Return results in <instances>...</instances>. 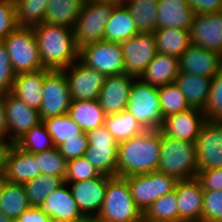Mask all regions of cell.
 Listing matches in <instances>:
<instances>
[{
  "instance_id": "52a82bcc",
  "label": "cell",
  "mask_w": 222,
  "mask_h": 222,
  "mask_svg": "<svg viewBox=\"0 0 222 222\" xmlns=\"http://www.w3.org/2000/svg\"><path fill=\"white\" fill-rule=\"evenodd\" d=\"M113 2H84L73 27L75 45L83 46L103 40L105 26L115 8Z\"/></svg>"
},
{
  "instance_id": "5b68a950",
  "label": "cell",
  "mask_w": 222,
  "mask_h": 222,
  "mask_svg": "<svg viewBox=\"0 0 222 222\" xmlns=\"http://www.w3.org/2000/svg\"><path fill=\"white\" fill-rule=\"evenodd\" d=\"M126 110L144 129L160 130L163 126L158 87L140 78H135L132 83Z\"/></svg>"
},
{
  "instance_id": "d6a6232c",
  "label": "cell",
  "mask_w": 222,
  "mask_h": 222,
  "mask_svg": "<svg viewBox=\"0 0 222 222\" xmlns=\"http://www.w3.org/2000/svg\"><path fill=\"white\" fill-rule=\"evenodd\" d=\"M125 6L139 33H154L157 30L158 0H131Z\"/></svg>"
},
{
  "instance_id": "d590c367",
  "label": "cell",
  "mask_w": 222,
  "mask_h": 222,
  "mask_svg": "<svg viewBox=\"0 0 222 222\" xmlns=\"http://www.w3.org/2000/svg\"><path fill=\"white\" fill-rule=\"evenodd\" d=\"M143 222H179L175 190L153 202L143 212Z\"/></svg>"
},
{
  "instance_id": "83f0119b",
  "label": "cell",
  "mask_w": 222,
  "mask_h": 222,
  "mask_svg": "<svg viewBox=\"0 0 222 222\" xmlns=\"http://www.w3.org/2000/svg\"><path fill=\"white\" fill-rule=\"evenodd\" d=\"M68 115L85 133L103 126L106 119V113L98 100H72Z\"/></svg>"
},
{
  "instance_id": "db71d44e",
  "label": "cell",
  "mask_w": 222,
  "mask_h": 222,
  "mask_svg": "<svg viewBox=\"0 0 222 222\" xmlns=\"http://www.w3.org/2000/svg\"><path fill=\"white\" fill-rule=\"evenodd\" d=\"M80 222H104V221L100 220L98 217H85Z\"/></svg>"
},
{
  "instance_id": "2e32d148",
  "label": "cell",
  "mask_w": 222,
  "mask_h": 222,
  "mask_svg": "<svg viewBox=\"0 0 222 222\" xmlns=\"http://www.w3.org/2000/svg\"><path fill=\"white\" fill-rule=\"evenodd\" d=\"M112 177L100 174L69 186L73 199L84 217H97L106 195L107 182Z\"/></svg>"
},
{
  "instance_id": "9c48e42d",
  "label": "cell",
  "mask_w": 222,
  "mask_h": 222,
  "mask_svg": "<svg viewBox=\"0 0 222 222\" xmlns=\"http://www.w3.org/2000/svg\"><path fill=\"white\" fill-rule=\"evenodd\" d=\"M88 148L84 157L100 173L117 176L118 143L103 125L87 133Z\"/></svg>"
},
{
  "instance_id": "7a4b0ae2",
  "label": "cell",
  "mask_w": 222,
  "mask_h": 222,
  "mask_svg": "<svg viewBox=\"0 0 222 222\" xmlns=\"http://www.w3.org/2000/svg\"><path fill=\"white\" fill-rule=\"evenodd\" d=\"M42 64L50 70H62L79 59L73 28L41 23L33 27Z\"/></svg>"
},
{
  "instance_id": "f5cc1de1",
  "label": "cell",
  "mask_w": 222,
  "mask_h": 222,
  "mask_svg": "<svg viewBox=\"0 0 222 222\" xmlns=\"http://www.w3.org/2000/svg\"><path fill=\"white\" fill-rule=\"evenodd\" d=\"M5 135H8V132L5 120L4 95L0 94V141H7Z\"/></svg>"
},
{
  "instance_id": "6da1fadb",
  "label": "cell",
  "mask_w": 222,
  "mask_h": 222,
  "mask_svg": "<svg viewBox=\"0 0 222 222\" xmlns=\"http://www.w3.org/2000/svg\"><path fill=\"white\" fill-rule=\"evenodd\" d=\"M161 131L145 129L118 143L117 177L157 171L160 161Z\"/></svg>"
},
{
  "instance_id": "816d5d0a",
  "label": "cell",
  "mask_w": 222,
  "mask_h": 222,
  "mask_svg": "<svg viewBox=\"0 0 222 222\" xmlns=\"http://www.w3.org/2000/svg\"><path fill=\"white\" fill-rule=\"evenodd\" d=\"M12 145L10 141H0V176L5 175L7 155Z\"/></svg>"
},
{
  "instance_id": "9a60e30c",
  "label": "cell",
  "mask_w": 222,
  "mask_h": 222,
  "mask_svg": "<svg viewBox=\"0 0 222 222\" xmlns=\"http://www.w3.org/2000/svg\"><path fill=\"white\" fill-rule=\"evenodd\" d=\"M198 172L222 168V122L206 121L195 140Z\"/></svg>"
},
{
  "instance_id": "11a10c76",
  "label": "cell",
  "mask_w": 222,
  "mask_h": 222,
  "mask_svg": "<svg viewBox=\"0 0 222 222\" xmlns=\"http://www.w3.org/2000/svg\"><path fill=\"white\" fill-rule=\"evenodd\" d=\"M0 222H14L0 211Z\"/></svg>"
},
{
  "instance_id": "7402d4cb",
  "label": "cell",
  "mask_w": 222,
  "mask_h": 222,
  "mask_svg": "<svg viewBox=\"0 0 222 222\" xmlns=\"http://www.w3.org/2000/svg\"><path fill=\"white\" fill-rule=\"evenodd\" d=\"M180 72L213 78L222 69V55L190 45L179 57Z\"/></svg>"
},
{
  "instance_id": "8fae6325",
  "label": "cell",
  "mask_w": 222,
  "mask_h": 222,
  "mask_svg": "<svg viewBox=\"0 0 222 222\" xmlns=\"http://www.w3.org/2000/svg\"><path fill=\"white\" fill-rule=\"evenodd\" d=\"M71 102L68 80L64 71L45 68L43 98L39 109L41 120L68 114Z\"/></svg>"
},
{
  "instance_id": "7bdbcfd3",
  "label": "cell",
  "mask_w": 222,
  "mask_h": 222,
  "mask_svg": "<svg viewBox=\"0 0 222 222\" xmlns=\"http://www.w3.org/2000/svg\"><path fill=\"white\" fill-rule=\"evenodd\" d=\"M100 173L84 157H78L67 161L65 183L80 182L90 178L98 177Z\"/></svg>"
},
{
  "instance_id": "ee69618b",
  "label": "cell",
  "mask_w": 222,
  "mask_h": 222,
  "mask_svg": "<svg viewBox=\"0 0 222 222\" xmlns=\"http://www.w3.org/2000/svg\"><path fill=\"white\" fill-rule=\"evenodd\" d=\"M202 222H222V190H204Z\"/></svg>"
},
{
  "instance_id": "bcb514c9",
  "label": "cell",
  "mask_w": 222,
  "mask_h": 222,
  "mask_svg": "<svg viewBox=\"0 0 222 222\" xmlns=\"http://www.w3.org/2000/svg\"><path fill=\"white\" fill-rule=\"evenodd\" d=\"M15 74L10 57L3 42L0 43V94L11 92Z\"/></svg>"
},
{
  "instance_id": "5bb4252c",
  "label": "cell",
  "mask_w": 222,
  "mask_h": 222,
  "mask_svg": "<svg viewBox=\"0 0 222 222\" xmlns=\"http://www.w3.org/2000/svg\"><path fill=\"white\" fill-rule=\"evenodd\" d=\"M4 110L8 140L13 144L42 120L39 110L29 107L11 92L4 95Z\"/></svg>"
},
{
  "instance_id": "cb8c5ba5",
  "label": "cell",
  "mask_w": 222,
  "mask_h": 222,
  "mask_svg": "<svg viewBox=\"0 0 222 222\" xmlns=\"http://www.w3.org/2000/svg\"><path fill=\"white\" fill-rule=\"evenodd\" d=\"M195 16L187 0H158L157 29L189 30Z\"/></svg>"
},
{
  "instance_id": "3957f363",
  "label": "cell",
  "mask_w": 222,
  "mask_h": 222,
  "mask_svg": "<svg viewBox=\"0 0 222 222\" xmlns=\"http://www.w3.org/2000/svg\"><path fill=\"white\" fill-rule=\"evenodd\" d=\"M157 171L171 175L177 180L196 178L198 161L195 143L177 140L161 132L160 161Z\"/></svg>"
},
{
  "instance_id": "ffe728a7",
  "label": "cell",
  "mask_w": 222,
  "mask_h": 222,
  "mask_svg": "<svg viewBox=\"0 0 222 222\" xmlns=\"http://www.w3.org/2000/svg\"><path fill=\"white\" fill-rule=\"evenodd\" d=\"M135 78L127 73L106 77L98 97L99 104L106 115L117 114L127 108L129 93Z\"/></svg>"
},
{
  "instance_id": "6f0895ef",
  "label": "cell",
  "mask_w": 222,
  "mask_h": 222,
  "mask_svg": "<svg viewBox=\"0 0 222 222\" xmlns=\"http://www.w3.org/2000/svg\"><path fill=\"white\" fill-rule=\"evenodd\" d=\"M5 181H6L5 176H0V197L2 195V191H3Z\"/></svg>"
},
{
  "instance_id": "f546056e",
  "label": "cell",
  "mask_w": 222,
  "mask_h": 222,
  "mask_svg": "<svg viewBox=\"0 0 222 222\" xmlns=\"http://www.w3.org/2000/svg\"><path fill=\"white\" fill-rule=\"evenodd\" d=\"M156 52L180 57L191 45L189 30L177 28L157 29L154 33Z\"/></svg>"
},
{
  "instance_id": "f1b7e54d",
  "label": "cell",
  "mask_w": 222,
  "mask_h": 222,
  "mask_svg": "<svg viewBox=\"0 0 222 222\" xmlns=\"http://www.w3.org/2000/svg\"><path fill=\"white\" fill-rule=\"evenodd\" d=\"M138 33V28L127 7L116 5L105 26L103 40L122 43Z\"/></svg>"
},
{
  "instance_id": "8992f818",
  "label": "cell",
  "mask_w": 222,
  "mask_h": 222,
  "mask_svg": "<svg viewBox=\"0 0 222 222\" xmlns=\"http://www.w3.org/2000/svg\"><path fill=\"white\" fill-rule=\"evenodd\" d=\"M15 75L45 69L33 28L18 27L4 40Z\"/></svg>"
},
{
  "instance_id": "681fc988",
  "label": "cell",
  "mask_w": 222,
  "mask_h": 222,
  "mask_svg": "<svg viewBox=\"0 0 222 222\" xmlns=\"http://www.w3.org/2000/svg\"><path fill=\"white\" fill-rule=\"evenodd\" d=\"M195 14H211L222 11V0H187Z\"/></svg>"
},
{
  "instance_id": "f907efd6",
  "label": "cell",
  "mask_w": 222,
  "mask_h": 222,
  "mask_svg": "<svg viewBox=\"0 0 222 222\" xmlns=\"http://www.w3.org/2000/svg\"><path fill=\"white\" fill-rule=\"evenodd\" d=\"M14 222H54L50 216L37 207H30L23 212Z\"/></svg>"
},
{
  "instance_id": "e0dca14e",
  "label": "cell",
  "mask_w": 222,
  "mask_h": 222,
  "mask_svg": "<svg viewBox=\"0 0 222 222\" xmlns=\"http://www.w3.org/2000/svg\"><path fill=\"white\" fill-rule=\"evenodd\" d=\"M189 35L192 45L204 47L222 55V11L195 14Z\"/></svg>"
},
{
  "instance_id": "8d00e7d4",
  "label": "cell",
  "mask_w": 222,
  "mask_h": 222,
  "mask_svg": "<svg viewBox=\"0 0 222 222\" xmlns=\"http://www.w3.org/2000/svg\"><path fill=\"white\" fill-rule=\"evenodd\" d=\"M64 178L40 174L37 178L23 183L31 207H37L47 196L64 184Z\"/></svg>"
},
{
  "instance_id": "836d02e7",
  "label": "cell",
  "mask_w": 222,
  "mask_h": 222,
  "mask_svg": "<svg viewBox=\"0 0 222 222\" xmlns=\"http://www.w3.org/2000/svg\"><path fill=\"white\" fill-rule=\"evenodd\" d=\"M104 126L117 143L129 140L145 130L126 109L117 114L106 115Z\"/></svg>"
},
{
  "instance_id": "ab89813d",
  "label": "cell",
  "mask_w": 222,
  "mask_h": 222,
  "mask_svg": "<svg viewBox=\"0 0 222 222\" xmlns=\"http://www.w3.org/2000/svg\"><path fill=\"white\" fill-rule=\"evenodd\" d=\"M14 144L21 150L32 154L44 152L55 147L52 141V137L47 132L43 122L30 129Z\"/></svg>"
},
{
  "instance_id": "680465c9",
  "label": "cell",
  "mask_w": 222,
  "mask_h": 222,
  "mask_svg": "<svg viewBox=\"0 0 222 222\" xmlns=\"http://www.w3.org/2000/svg\"><path fill=\"white\" fill-rule=\"evenodd\" d=\"M84 2L101 3V2H113V0H84Z\"/></svg>"
},
{
  "instance_id": "d4e9b609",
  "label": "cell",
  "mask_w": 222,
  "mask_h": 222,
  "mask_svg": "<svg viewBox=\"0 0 222 222\" xmlns=\"http://www.w3.org/2000/svg\"><path fill=\"white\" fill-rule=\"evenodd\" d=\"M45 69L15 75L11 93L29 107L40 109L43 98Z\"/></svg>"
},
{
  "instance_id": "f6af8a7d",
  "label": "cell",
  "mask_w": 222,
  "mask_h": 222,
  "mask_svg": "<svg viewBox=\"0 0 222 222\" xmlns=\"http://www.w3.org/2000/svg\"><path fill=\"white\" fill-rule=\"evenodd\" d=\"M18 27L14 0H0V43Z\"/></svg>"
},
{
  "instance_id": "b9f144b4",
  "label": "cell",
  "mask_w": 222,
  "mask_h": 222,
  "mask_svg": "<svg viewBox=\"0 0 222 222\" xmlns=\"http://www.w3.org/2000/svg\"><path fill=\"white\" fill-rule=\"evenodd\" d=\"M203 112L206 120L222 122V69L212 78L209 98Z\"/></svg>"
},
{
  "instance_id": "7c38bea8",
  "label": "cell",
  "mask_w": 222,
  "mask_h": 222,
  "mask_svg": "<svg viewBox=\"0 0 222 222\" xmlns=\"http://www.w3.org/2000/svg\"><path fill=\"white\" fill-rule=\"evenodd\" d=\"M62 70L67 77L72 100H98L107 77L104 73L86 66L80 59Z\"/></svg>"
},
{
  "instance_id": "4fadbf2b",
  "label": "cell",
  "mask_w": 222,
  "mask_h": 222,
  "mask_svg": "<svg viewBox=\"0 0 222 222\" xmlns=\"http://www.w3.org/2000/svg\"><path fill=\"white\" fill-rule=\"evenodd\" d=\"M120 45L125 62V73L139 78L157 54L154 34L138 33Z\"/></svg>"
},
{
  "instance_id": "74e56055",
  "label": "cell",
  "mask_w": 222,
  "mask_h": 222,
  "mask_svg": "<svg viewBox=\"0 0 222 222\" xmlns=\"http://www.w3.org/2000/svg\"><path fill=\"white\" fill-rule=\"evenodd\" d=\"M50 0H14L19 27L33 28L44 22Z\"/></svg>"
},
{
  "instance_id": "f35d334b",
  "label": "cell",
  "mask_w": 222,
  "mask_h": 222,
  "mask_svg": "<svg viewBox=\"0 0 222 222\" xmlns=\"http://www.w3.org/2000/svg\"><path fill=\"white\" fill-rule=\"evenodd\" d=\"M158 94L163 118L191 108L175 82L158 87Z\"/></svg>"
},
{
  "instance_id": "484cf974",
  "label": "cell",
  "mask_w": 222,
  "mask_h": 222,
  "mask_svg": "<svg viewBox=\"0 0 222 222\" xmlns=\"http://www.w3.org/2000/svg\"><path fill=\"white\" fill-rule=\"evenodd\" d=\"M180 73L179 58L163 53H157L140 79L151 86L160 87L174 83Z\"/></svg>"
},
{
  "instance_id": "4dcf8cb0",
  "label": "cell",
  "mask_w": 222,
  "mask_h": 222,
  "mask_svg": "<svg viewBox=\"0 0 222 222\" xmlns=\"http://www.w3.org/2000/svg\"><path fill=\"white\" fill-rule=\"evenodd\" d=\"M83 3L84 0H50L43 23L73 28Z\"/></svg>"
},
{
  "instance_id": "603a6c76",
  "label": "cell",
  "mask_w": 222,
  "mask_h": 222,
  "mask_svg": "<svg viewBox=\"0 0 222 222\" xmlns=\"http://www.w3.org/2000/svg\"><path fill=\"white\" fill-rule=\"evenodd\" d=\"M42 174L34 154L21 150L13 144L7 155L5 179L11 183L23 184Z\"/></svg>"
},
{
  "instance_id": "c3c4849f",
  "label": "cell",
  "mask_w": 222,
  "mask_h": 222,
  "mask_svg": "<svg viewBox=\"0 0 222 222\" xmlns=\"http://www.w3.org/2000/svg\"><path fill=\"white\" fill-rule=\"evenodd\" d=\"M203 190H222V168H212L199 171L196 177Z\"/></svg>"
},
{
  "instance_id": "d6986e66",
  "label": "cell",
  "mask_w": 222,
  "mask_h": 222,
  "mask_svg": "<svg viewBox=\"0 0 222 222\" xmlns=\"http://www.w3.org/2000/svg\"><path fill=\"white\" fill-rule=\"evenodd\" d=\"M175 193L179 222H202L204 190L199 180H178Z\"/></svg>"
},
{
  "instance_id": "7dc6e473",
  "label": "cell",
  "mask_w": 222,
  "mask_h": 222,
  "mask_svg": "<svg viewBox=\"0 0 222 222\" xmlns=\"http://www.w3.org/2000/svg\"><path fill=\"white\" fill-rule=\"evenodd\" d=\"M87 148L88 138L85 132L81 134V139L67 140L58 147L60 154L66 161L84 156Z\"/></svg>"
},
{
  "instance_id": "e575fe53",
  "label": "cell",
  "mask_w": 222,
  "mask_h": 222,
  "mask_svg": "<svg viewBox=\"0 0 222 222\" xmlns=\"http://www.w3.org/2000/svg\"><path fill=\"white\" fill-rule=\"evenodd\" d=\"M42 122L57 148L67 140L81 139L82 129L68 114L49 117Z\"/></svg>"
},
{
  "instance_id": "44dd1931",
  "label": "cell",
  "mask_w": 222,
  "mask_h": 222,
  "mask_svg": "<svg viewBox=\"0 0 222 222\" xmlns=\"http://www.w3.org/2000/svg\"><path fill=\"white\" fill-rule=\"evenodd\" d=\"M68 186L67 183L62 184L37 206L43 213L50 216L54 222H80L85 218L78 209Z\"/></svg>"
},
{
  "instance_id": "30bf717a",
  "label": "cell",
  "mask_w": 222,
  "mask_h": 222,
  "mask_svg": "<svg viewBox=\"0 0 222 222\" xmlns=\"http://www.w3.org/2000/svg\"><path fill=\"white\" fill-rule=\"evenodd\" d=\"M79 59L88 67L113 76L125 73V62L120 43L100 40L79 49Z\"/></svg>"
},
{
  "instance_id": "1f68e13d",
  "label": "cell",
  "mask_w": 222,
  "mask_h": 222,
  "mask_svg": "<svg viewBox=\"0 0 222 222\" xmlns=\"http://www.w3.org/2000/svg\"><path fill=\"white\" fill-rule=\"evenodd\" d=\"M30 207L23 185L5 181L0 197V211L15 221Z\"/></svg>"
},
{
  "instance_id": "60d3db41",
  "label": "cell",
  "mask_w": 222,
  "mask_h": 222,
  "mask_svg": "<svg viewBox=\"0 0 222 222\" xmlns=\"http://www.w3.org/2000/svg\"><path fill=\"white\" fill-rule=\"evenodd\" d=\"M42 174L65 178L67 161L57 147L34 154Z\"/></svg>"
},
{
  "instance_id": "277c9868",
  "label": "cell",
  "mask_w": 222,
  "mask_h": 222,
  "mask_svg": "<svg viewBox=\"0 0 222 222\" xmlns=\"http://www.w3.org/2000/svg\"><path fill=\"white\" fill-rule=\"evenodd\" d=\"M97 217L104 222H143V213L136 206L125 178L116 176L107 182Z\"/></svg>"
},
{
  "instance_id": "9f6ffc18",
  "label": "cell",
  "mask_w": 222,
  "mask_h": 222,
  "mask_svg": "<svg viewBox=\"0 0 222 222\" xmlns=\"http://www.w3.org/2000/svg\"><path fill=\"white\" fill-rule=\"evenodd\" d=\"M129 1L131 0H113V3L115 5L125 6Z\"/></svg>"
},
{
  "instance_id": "ac0fdd59",
  "label": "cell",
  "mask_w": 222,
  "mask_h": 222,
  "mask_svg": "<svg viewBox=\"0 0 222 222\" xmlns=\"http://www.w3.org/2000/svg\"><path fill=\"white\" fill-rule=\"evenodd\" d=\"M203 110L190 108L164 118L160 131L163 135L188 142H195L206 122Z\"/></svg>"
},
{
  "instance_id": "ba28073f",
  "label": "cell",
  "mask_w": 222,
  "mask_h": 222,
  "mask_svg": "<svg viewBox=\"0 0 222 222\" xmlns=\"http://www.w3.org/2000/svg\"><path fill=\"white\" fill-rule=\"evenodd\" d=\"M136 206L143 213L153 202L175 190L178 180L165 173L153 171L125 177Z\"/></svg>"
},
{
  "instance_id": "4316f807",
  "label": "cell",
  "mask_w": 222,
  "mask_h": 222,
  "mask_svg": "<svg viewBox=\"0 0 222 222\" xmlns=\"http://www.w3.org/2000/svg\"><path fill=\"white\" fill-rule=\"evenodd\" d=\"M212 78L180 72L175 79L191 108L204 110L211 87Z\"/></svg>"
}]
</instances>
